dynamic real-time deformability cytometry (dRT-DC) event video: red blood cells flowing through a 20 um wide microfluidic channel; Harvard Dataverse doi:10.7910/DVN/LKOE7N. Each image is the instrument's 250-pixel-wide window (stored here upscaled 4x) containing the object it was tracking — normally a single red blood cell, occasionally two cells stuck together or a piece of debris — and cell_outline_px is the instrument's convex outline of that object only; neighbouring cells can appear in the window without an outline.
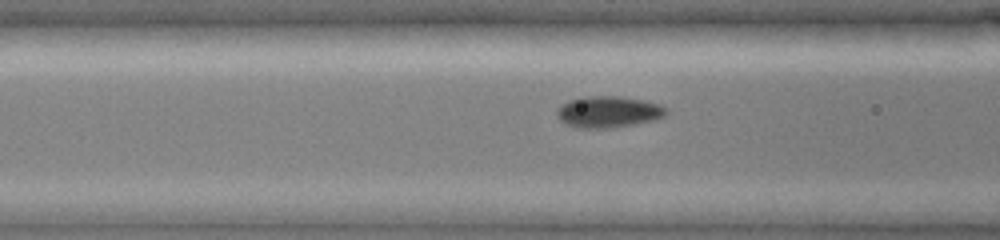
{"species": "common noctule bat (a hibernating species)", "species_latin": "Nyctalus noctula", "temperature_condition": "cold", "stored_images_in_passage": 17, "camera_frame_rate_fps": 3000, "um_per_image_px": 0.085, "animal": {"sex": "female", "body_mass_g": 19.0, "forearm_length_mm": 51.5}, "frame": {"image": 1, "passage_image": 15, "time_ms": 4.667, "image_size_px": [1000, 240], "cell_outline_px": [[668, 112], [664, 116], [656, 120], [612, 128], [576, 128], [560, 120], [556, 116], [556, 108], [568, 100], [584, 96], [620, 96], [644, 100], [660, 104], [668, 108]], "centroid_in_image_um": [51.72, 9.5], "position_along_channel_um": 114.9, "area_um2": 20.35}}